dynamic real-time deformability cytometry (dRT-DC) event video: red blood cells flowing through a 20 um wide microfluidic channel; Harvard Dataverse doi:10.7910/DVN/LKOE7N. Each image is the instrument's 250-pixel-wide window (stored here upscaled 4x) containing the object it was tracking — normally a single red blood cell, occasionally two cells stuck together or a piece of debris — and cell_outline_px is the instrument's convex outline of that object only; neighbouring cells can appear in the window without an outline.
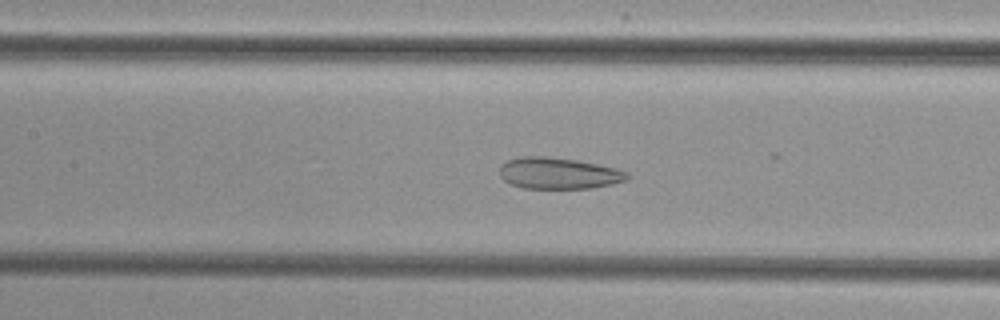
{"species": "common noctule bat (a hibernating species)", "species_latin": "Nyctalus noctula", "temperature_condition": "cold", "stored_images_in_passage": 51, "camera_frame_rate_fps": 3000, "um_per_image_px": 0.085, "animal": {"sex": "female", "body_mass_g": 29.2, "forearm_length_mm": 56.3}, "frame": {"image": 1, "passage_image": 24, "time_ms": 7.667, "image_size_px": [1000, 320], "cell_outline_px": [[632, 176], [628, 180], [612, 184], [592, 188], [524, 188], [512, 184], [504, 180], [500, 176], [500, 164], [508, 160], [520, 156], [544, 156], [576, 160], [616, 168], [628, 172]], "centroid_in_image_um": [47.5, 14.72], "position_along_channel_um": 159.9, "area_um2": 23.41}}
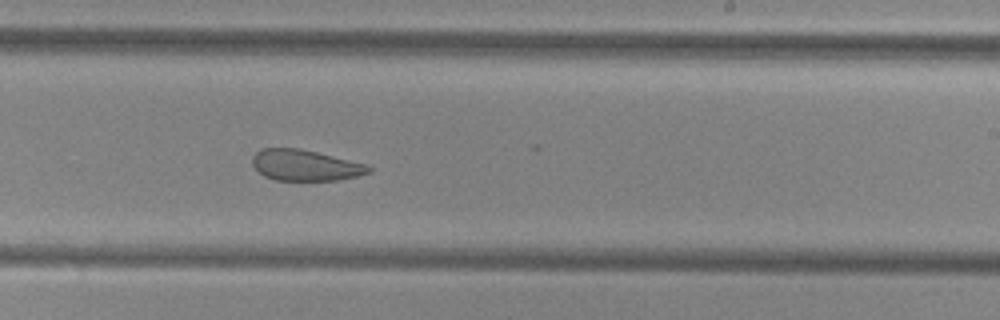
{"frame": {"image": 2, "passage_image": 32, "time_ms": 10.333, "image_size_px": [1000, 320], "cell_outline_px": [[372, 172], [340, 180], [276, 180], [264, 176], [252, 164], [252, 156], [260, 148], [300, 148], [368, 164], [372, 168]], "centroid_in_image_um": [25.96, 14.04], "position_along_channel_um": 263.0, "area_um2": 21.1}}
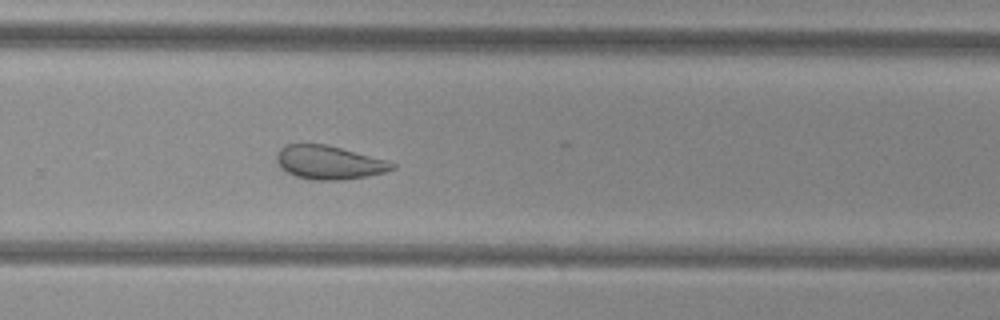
{"frame": {"image": 3, "passage_image": 35, "time_ms": 11.333, "image_size_px": [1000, 320], "cell_outline_px": [[396, 168], [384, 172], [364, 176], [340, 180], [316, 180], [296, 176], [280, 168], [276, 160], [276, 152], [284, 144], [324, 144], [388, 160], [396, 164]], "centroid_in_image_um": [27.94, 13.8], "position_along_channel_um": 301.9, "area_um2": 22.48}}